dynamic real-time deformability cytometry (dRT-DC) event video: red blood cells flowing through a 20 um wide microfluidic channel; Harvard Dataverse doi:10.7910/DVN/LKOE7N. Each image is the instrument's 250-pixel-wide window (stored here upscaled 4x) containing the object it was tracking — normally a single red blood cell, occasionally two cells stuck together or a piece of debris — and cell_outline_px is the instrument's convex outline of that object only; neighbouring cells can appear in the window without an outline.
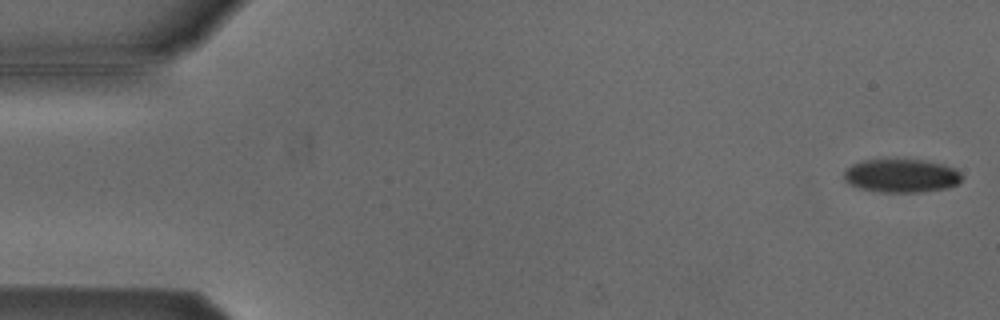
{"species": "Egyptian fruit bat (a non-hibernating species)", "species_latin": "Rousettus aegyptiacus", "temperature_condition": "cold", "stored_images_in_passage": 14, "camera_frame_rate_fps": 3000, "um_per_image_px": 0.085, "animal": {"sex": "male"}, "frame": {"image": 1, "passage_image": 1, "time_ms": 0.0, "image_size_px": [1000, 320], "cell_outline_px": [[964, 176], [956, 184], [948, 188], [920, 192], [880, 192], [860, 188], [848, 184], [844, 180], [844, 172], [852, 164], [860, 160], [924, 160], [944, 164], [956, 168]], "centroid_in_image_um": [76.63, 14.94], "position_along_channel_um": 8.4, "area_um2": 23.12}}